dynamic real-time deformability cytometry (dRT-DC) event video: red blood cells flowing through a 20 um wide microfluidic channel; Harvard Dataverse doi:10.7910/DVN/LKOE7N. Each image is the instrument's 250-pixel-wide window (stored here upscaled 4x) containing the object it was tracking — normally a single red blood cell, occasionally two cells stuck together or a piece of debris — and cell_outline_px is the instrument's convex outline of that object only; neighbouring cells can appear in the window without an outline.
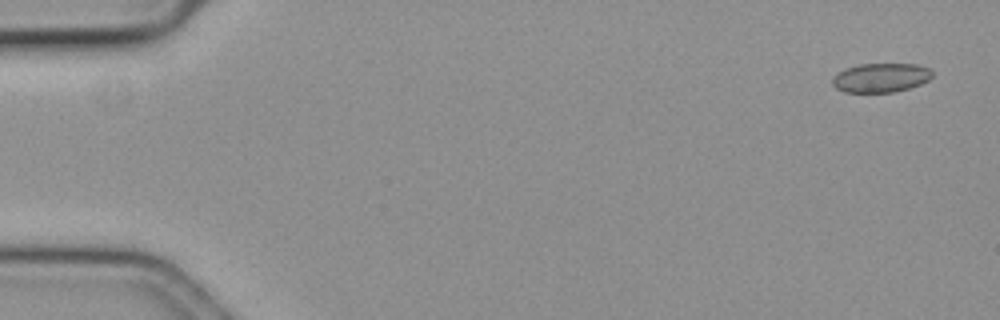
{"species": "common noctule bat (a hibernating species)", "species_latin": "Nyctalus noctula", "temperature_condition": "cold", "stored_images_in_passage": 13, "camera_frame_rate_fps": 3000, "um_per_image_px": 0.085, "animal": {"sex": "female", "body_mass_g": 19.3, "forearm_length_mm": 54.1}, "frame": {"image": 1, "passage_image": 3, "time_ms": 0.667, "image_size_px": [1000, 320], "cell_outline_px": [[932, 76], [928, 80], [920, 84], [908, 88], [892, 92], [844, 92], [836, 88], [832, 84], [832, 76], [844, 68], [860, 64], [916, 64], [932, 68]], "centroid_in_image_um": [74.85, 6.59], "position_along_channel_um": 10.1, "area_um2": 17.05}}